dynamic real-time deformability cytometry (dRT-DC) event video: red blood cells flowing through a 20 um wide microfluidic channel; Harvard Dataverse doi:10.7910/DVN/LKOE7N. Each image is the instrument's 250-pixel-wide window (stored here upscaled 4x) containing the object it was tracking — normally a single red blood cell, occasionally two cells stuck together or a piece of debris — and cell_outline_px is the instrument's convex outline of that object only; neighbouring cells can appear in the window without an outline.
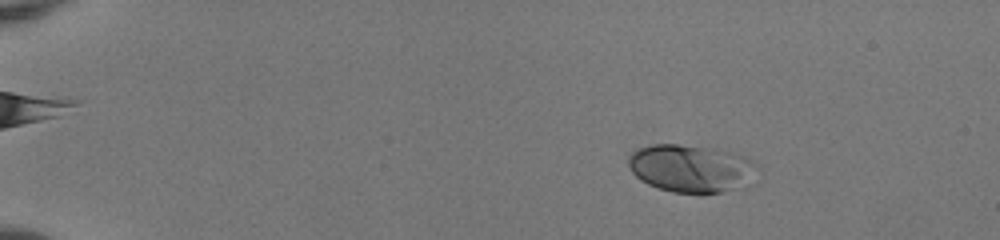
{"species": "human", "species_latin": "Homo sapiens", "temperature_condition": "room temperature", "stored_images_in_passage": 53, "camera_frame_rate_fps": 3000, "um_per_image_px": 0.085, "donor": {"sex": "female"}, "frame": {"image": 1, "passage_image": 9, "time_ms": 2.667, "image_size_px": [1000, 240], "cell_outline_px": [[760, 168], [748, 184], [744, 188], [704, 196], [672, 192], [648, 184], [640, 180], [632, 172], [628, 164], [628, 156], [632, 152], [640, 148], [652, 144], [676, 144], [716, 148], [740, 156], [760, 164]], "centroid_in_image_um": [58.79, 14.36], "position_along_channel_um": 26.2, "area_um2": 36.7}}
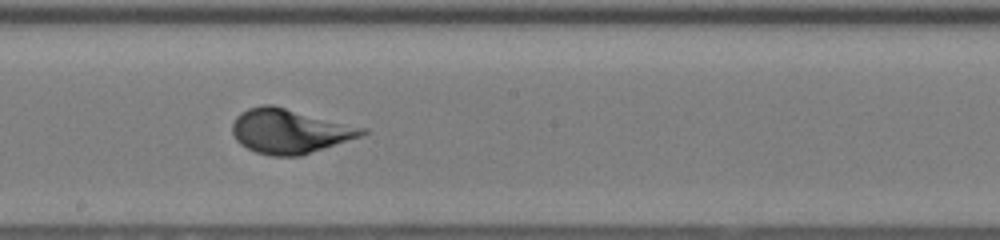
{"frame": {"image": 2, "passage_image": 32, "time_ms": 10.333, "image_size_px": [1000, 240], "cell_outline_px": [[368, 132], [360, 136], [300, 156], [272, 156], [256, 152], [240, 144], [236, 140], [232, 132], [232, 124], [236, 116], [240, 112], [248, 108], [260, 104], [272, 104], [368, 128]], "centroid_in_image_um": [24.6, 11.13], "position_along_channel_um": 223.6, "area_um2": 33.76}}
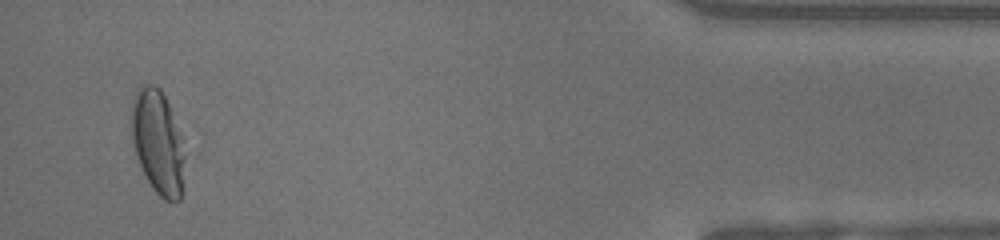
{"frame": {"image": 3, "passage_image": 51, "time_ms": 16.667, "image_size_px": [1000, 240], "cell_outline_px": [[184, 160], [180, 200], [164, 200], [152, 188], [136, 156], [132, 140], [132, 104], [136, 92], [140, 84], [156, 84], [160, 88], [184, 136]], "centroid_in_image_um": [13.43, 12.04], "position_along_channel_um": 421.8, "area_um2": 32.31}}